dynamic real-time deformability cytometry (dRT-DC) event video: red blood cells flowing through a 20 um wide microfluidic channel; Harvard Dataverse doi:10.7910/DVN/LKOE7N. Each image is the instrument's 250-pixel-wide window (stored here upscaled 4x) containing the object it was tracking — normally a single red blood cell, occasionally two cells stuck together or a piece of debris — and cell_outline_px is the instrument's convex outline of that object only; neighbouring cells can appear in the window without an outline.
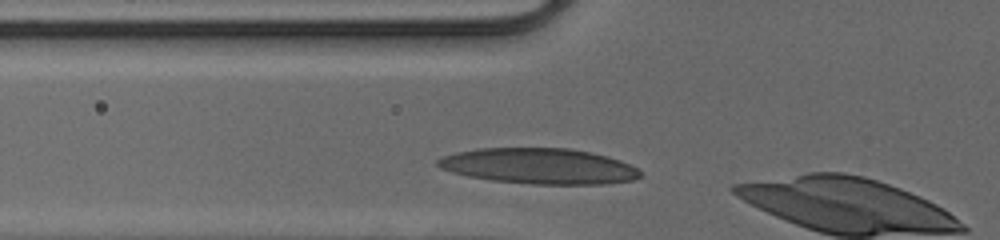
{"species": "human", "species_latin": "Homo sapiens", "temperature_condition": "cold", "stored_images_in_passage": 4, "camera_frame_rate_fps": 3000, "um_per_image_px": 0.085, "donor": {"sex": "male"}, "frame": {"image": 1, "passage_image": 2, "time_ms": 0.333, "image_size_px": [1000, 240], "cell_outline_px": [[640, 176], [632, 180], [608, 184], [532, 184], [492, 180], [468, 176], [452, 172], [440, 168], [436, 164], [436, 160], [444, 156], [456, 152], [480, 148], [568, 148], [592, 152], [608, 156], [620, 160], [636, 168], [640, 172]], "centroid_in_image_um": [45.82, 14.11], "position_along_channel_um": 80.0, "area_um2": 42.02}}